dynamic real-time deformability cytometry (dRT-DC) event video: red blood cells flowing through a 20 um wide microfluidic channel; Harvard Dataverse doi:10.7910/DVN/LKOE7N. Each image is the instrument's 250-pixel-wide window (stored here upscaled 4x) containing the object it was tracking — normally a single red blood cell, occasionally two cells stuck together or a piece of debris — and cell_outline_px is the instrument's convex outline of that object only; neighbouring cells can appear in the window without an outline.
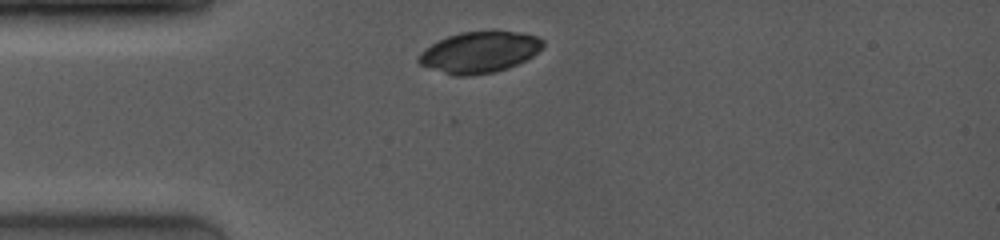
{"species": "common noctule bat (a hibernating species)", "species_latin": "Nyctalus noctula", "temperature_condition": "room temperature", "stored_images_in_passage": 16, "camera_frame_rate_fps": 4000, "um_per_image_px": 0.085, "animal": {"sex": "female", "body_mass_g": 19.0, "forearm_length_mm": 53.3}, "frame": {"image": 1, "passage_image": 2, "time_ms": 0.5, "image_size_px": [1000, 240], "cell_outline_px": [[544, 44], [532, 56], [508, 68], [496, 72], [468, 76], [452, 76], [420, 64], [416, 60], [420, 52], [424, 48], [448, 36], [460, 32], [524, 32], [536, 36], [544, 40]], "centroid_in_image_um": [40.73, 4.45], "position_along_channel_um": 44.3, "area_um2": 29.65}}